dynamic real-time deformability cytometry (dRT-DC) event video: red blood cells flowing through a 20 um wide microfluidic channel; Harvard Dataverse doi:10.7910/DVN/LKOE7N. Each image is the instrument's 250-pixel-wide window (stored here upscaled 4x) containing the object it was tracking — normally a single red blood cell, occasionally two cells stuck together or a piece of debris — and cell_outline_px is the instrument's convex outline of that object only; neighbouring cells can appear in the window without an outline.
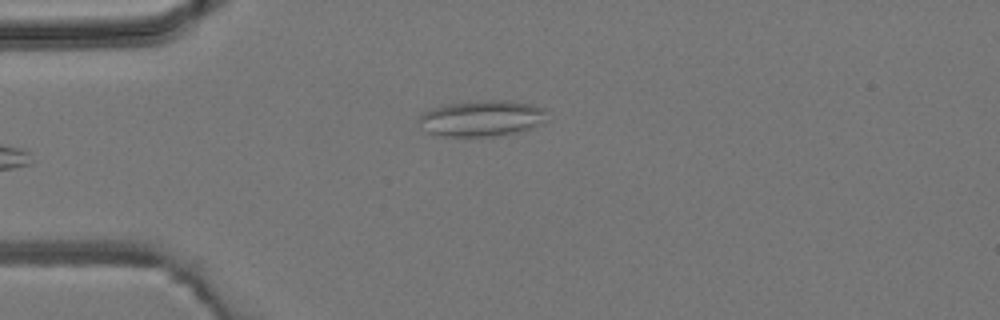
{"species": "common noctule bat (a hibernating species)", "species_latin": "Nyctalus noctula", "temperature_condition": "room temperature", "stored_images_in_passage": 2, "camera_frame_rate_fps": 3000, "um_per_image_px": 0.085, "animal": {"sex": "male", "body_mass_g": 19.2, "forearm_length_mm": 51.8}, "frame": {"image": 1, "passage_image": 2, "time_ms": 1.333, "image_size_px": [1000, 320], "cell_outline_px": [[544, 124], [520, 132], [496, 136], [440, 136], [424, 132], [420, 128], [416, 120], [416, 116], [420, 112], [440, 104], [468, 100], [512, 100], [532, 104], [544, 108]], "centroid_in_image_um": [40.83, 10.04], "position_along_channel_um": 44.2, "area_um2": 28.03}}